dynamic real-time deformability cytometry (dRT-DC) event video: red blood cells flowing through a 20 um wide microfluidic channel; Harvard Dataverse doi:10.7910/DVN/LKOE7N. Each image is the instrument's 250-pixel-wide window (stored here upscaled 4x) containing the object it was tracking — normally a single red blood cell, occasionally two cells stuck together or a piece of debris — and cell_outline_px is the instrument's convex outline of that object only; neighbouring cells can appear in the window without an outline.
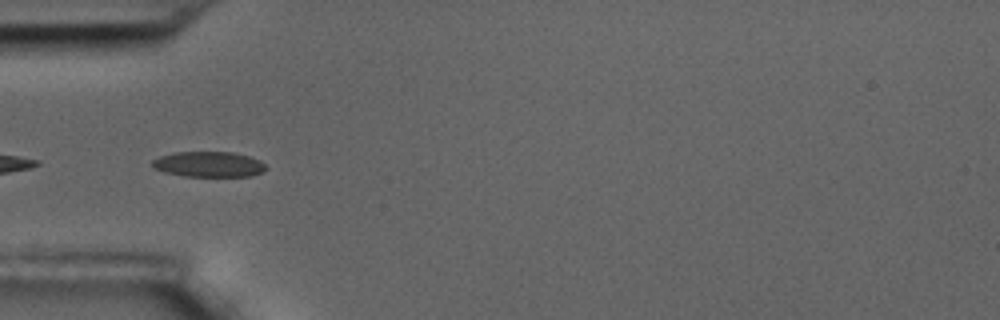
{"species": "common noctule bat (a hibernating species)", "species_latin": "Nyctalus noctula", "temperature_condition": "room temperature", "stored_images_in_passage": 4, "camera_frame_rate_fps": 3000, "um_per_image_px": 0.085, "animal": {"sex": "male", "body_mass_g": 17.5, "forearm_length_mm": 52.3}, "frame": {"image": 1, "passage_image": 2, "time_ms": 0.333, "image_size_px": [1000, 320], "cell_outline_px": [[268, 168], [264, 172], [252, 176], [184, 176], [164, 172], [152, 168], [152, 160], [160, 156], [172, 152], [232, 152], [248, 156], [260, 160]], "centroid_in_image_um": [17.74, 13.96], "position_along_channel_um": 67.3, "area_um2": 16.99}}